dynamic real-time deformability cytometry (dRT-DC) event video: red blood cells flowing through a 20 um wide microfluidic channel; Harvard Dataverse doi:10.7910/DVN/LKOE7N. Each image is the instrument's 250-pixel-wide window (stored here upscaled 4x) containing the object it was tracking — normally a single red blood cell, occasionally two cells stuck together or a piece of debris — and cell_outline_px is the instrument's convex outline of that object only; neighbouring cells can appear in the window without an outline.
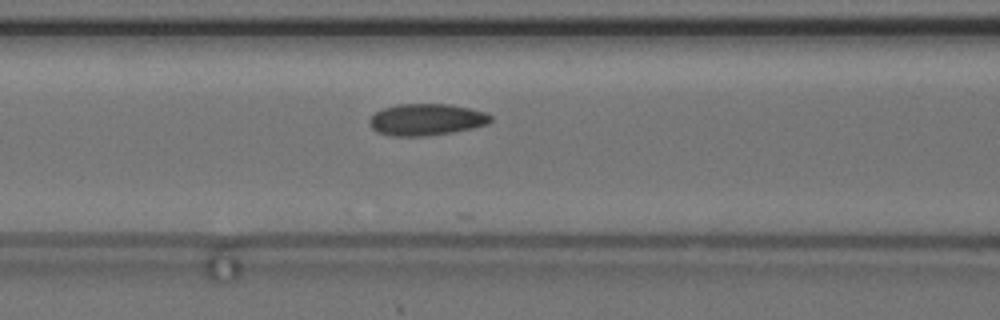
{"species": "common noctule bat (a hibernating species)", "species_latin": "Nyctalus noctula", "temperature_condition": "cold", "stored_images_in_passage": 12, "camera_frame_rate_fps": 3000, "um_per_image_px": 0.085, "animal": {"sex": "female", "body_mass_g": 24.6, "forearm_length_mm": 56.2}, "frame": {"image": 1, "passage_image": 6, "time_ms": 1.667, "image_size_px": [1000, 320], "cell_outline_px": [[492, 120], [488, 124], [472, 128], [452, 132], [424, 136], [392, 136], [376, 132], [368, 124], [368, 120], [376, 112], [384, 108], [396, 104], [448, 104], [488, 112], [492, 116]], "centroid_in_image_um": [36.24, 10.16], "position_along_channel_um": 130.4, "area_um2": 22.48}}